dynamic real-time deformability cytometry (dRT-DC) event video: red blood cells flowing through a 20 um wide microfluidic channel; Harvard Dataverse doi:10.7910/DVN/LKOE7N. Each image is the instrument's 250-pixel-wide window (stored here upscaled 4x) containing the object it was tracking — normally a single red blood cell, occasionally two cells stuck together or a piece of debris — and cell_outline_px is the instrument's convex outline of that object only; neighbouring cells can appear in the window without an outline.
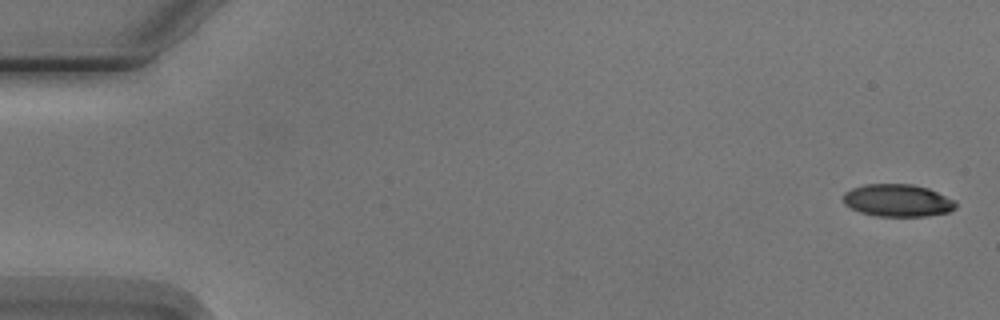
{"species": "Egyptian fruit bat (a non-hibernating species)", "species_latin": "Rousettus aegyptiacus", "temperature_condition": "cold", "stored_images_in_passage": 6, "camera_frame_rate_fps": 3000, "um_per_image_px": 0.085, "animal": {"sex": "male"}, "frame": {"image": 1, "passage_image": 1, "time_ms": 0.0, "image_size_px": [1000, 320], "cell_outline_px": [[956, 208], [948, 212], [924, 216], [876, 216], [860, 212], [844, 204], [844, 192], [852, 188], [864, 184], [912, 184], [928, 188], [956, 200]], "centroid_in_image_um": [76.31, 17.03], "position_along_channel_um": 8.7, "area_um2": 21.27}}
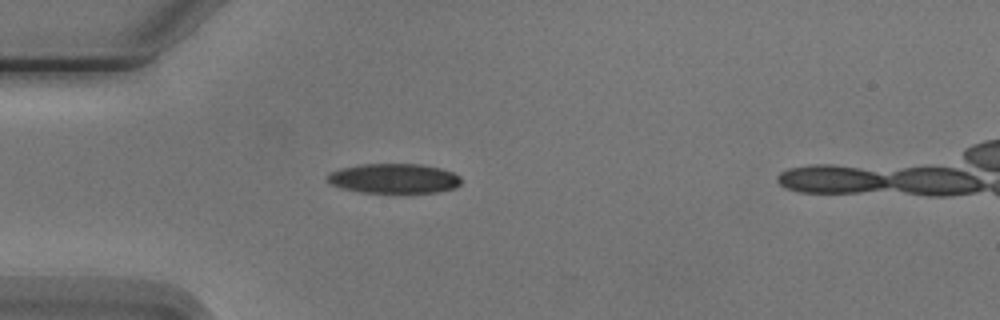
{"frame": {"image": 2, "passage_image": 5, "time_ms": 4.667, "image_size_px": [1000, 320], "cell_outline_px": [[460, 184], [456, 188], [436, 192], [364, 192], [344, 188], [332, 184], [328, 180], [328, 172], [340, 168], [360, 164], [424, 164], [440, 168], [452, 172], [460, 176]], "centroid_in_image_um": [33.51, 15.15], "position_along_channel_um": 51.5, "area_um2": 23.0}}